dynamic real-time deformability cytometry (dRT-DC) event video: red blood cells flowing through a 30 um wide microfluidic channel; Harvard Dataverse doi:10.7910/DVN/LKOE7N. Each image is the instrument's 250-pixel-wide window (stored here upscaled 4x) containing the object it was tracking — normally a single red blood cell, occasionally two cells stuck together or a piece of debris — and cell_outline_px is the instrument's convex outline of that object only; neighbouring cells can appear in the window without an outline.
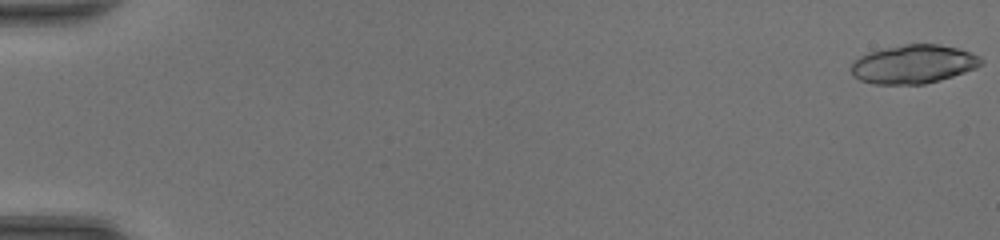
{"species": "common noctule bat (a hibernating species)", "species_latin": "Nyctalus noctula", "temperature_condition": "room temperature", "stored_images_in_passage": 18, "camera_frame_rate_fps": 3000, "um_per_image_px": 0.085, "animal": {"sex": "female", "body_mass_g": 20.0, "forearm_length_mm": 54.0}, "frame": {"image": 1, "passage_image": 1, "time_ms": 0.0, "image_size_px": [1000, 240], "cell_outline_px": [[984, 64], [976, 68], [940, 80], [924, 84], [872, 84], [860, 80], [852, 76], [848, 68], [852, 60], [868, 52], [884, 48], [904, 44], [940, 44], [972, 52], [980, 56], [984, 60]], "centroid_in_image_um": [77.61, 5.45], "position_along_channel_um": 7.4, "area_um2": 29.71}}
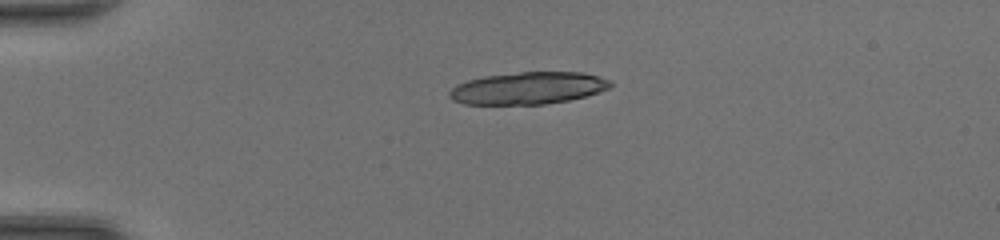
{"frame": {"image": 2, "passage_image": 13, "time_ms": 4.0, "image_size_px": [1000, 240], "cell_outline_px": [[612, 84], [608, 88], [584, 96], [568, 100], [544, 104], [464, 104], [452, 100], [448, 96], [448, 92], [456, 84], [468, 80], [484, 76], [520, 72], [580, 72], [612, 80]], "centroid_in_image_um": [44.83, 7.49], "position_along_channel_um": 40.2, "area_um2": 30.0}}